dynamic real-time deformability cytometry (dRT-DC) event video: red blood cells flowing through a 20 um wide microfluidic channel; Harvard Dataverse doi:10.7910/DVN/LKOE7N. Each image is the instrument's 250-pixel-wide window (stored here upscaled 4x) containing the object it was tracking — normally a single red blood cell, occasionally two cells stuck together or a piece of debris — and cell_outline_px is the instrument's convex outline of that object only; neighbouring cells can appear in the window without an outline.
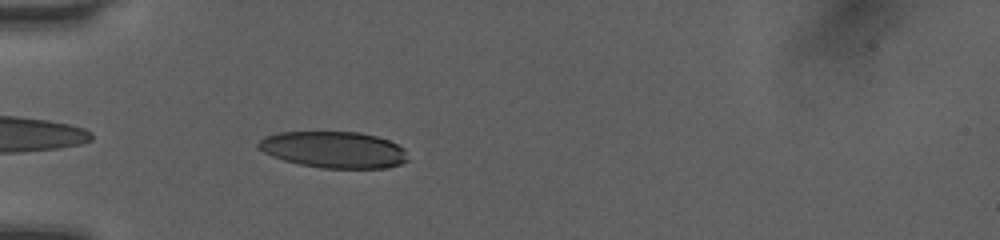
{"species": "human", "species_latin": "Homo sapiens", "temperature_condition": "room temperature", "stored_images_in_passage": 36, "camera_frame_rate_fps": 3000, "um_per_image_px": 0.085, "donor": {"sex": "female"}, "frame": {"image": 1, "passage_image": 1, "time_ms": 0.0, "image_size_px": [1000, 240], "cell_outline_px": [[408, 160], [400, 164], [384, 168], [320, 168], [300, 164], [284, 160], [272, 156], [264, 152], [256, 144], [264, 136], [280, 132], [360, 132], [376, 136], [388, 140], [404, 148]], "centroid_in_image_um": [28.37, 12.72], "position_along_channel_um": 56.6, "area_um2": 31.67}}
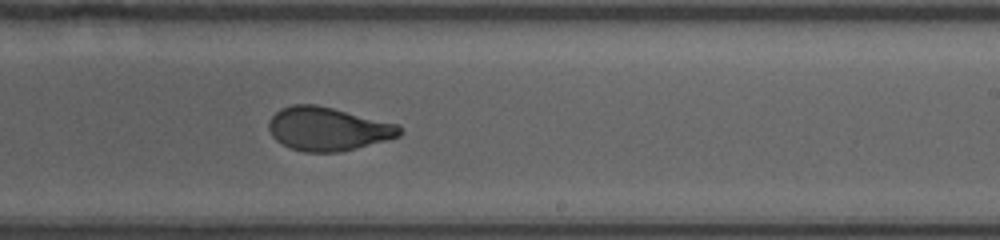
{"frame": {"image": 2, "passage_image": 17, "time_ms": 5.333, "image_size_px": [1000, 240], "cell_outline_px": [[404, 132], [400, 136], [356, 148], [340, 152], [304, 152], [292, 148], [276, 140], [272, 136], [268, 128], [268, 120], [280, 108], [292, 104], [316, 104], [400, 124], [404, 128]], "centroid_in_image_um": [27.89, 10.94], "position_along_channel_um": 261.1, "area_um2": 33.41}}
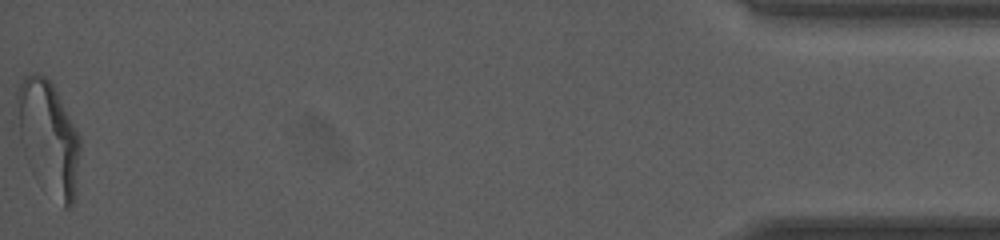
{"frame": {"image": 3, "passage_image": 36, "time_ms": 11.667, "image_size_px": [1000, 240], "cell_outline_px": [[80, 152], [76, 188], [72, 204], [68, 208], [64, 208], [24, 152], [20, 140], [16, 100], [16, 92], [24, 76], [32, 72], [40, 72], [52, 84], [80, 136]], "centroid_in_image_um": [4.13, 11.55], "position_along_channel_um": 431.1, "area_um2": 39.94}, "authors_computed_cell_mechanics": {"area_um2": 34.0731, "velocity_mm_per_s": 4.0646, "shape_relaxation_time_tau1_ms": 6.0739, "shape_relaxation_time_tau2_ms": 0.9979, "deformation_change_tau1": 0.2097, "deformation_change_tau2": 0.0728}}